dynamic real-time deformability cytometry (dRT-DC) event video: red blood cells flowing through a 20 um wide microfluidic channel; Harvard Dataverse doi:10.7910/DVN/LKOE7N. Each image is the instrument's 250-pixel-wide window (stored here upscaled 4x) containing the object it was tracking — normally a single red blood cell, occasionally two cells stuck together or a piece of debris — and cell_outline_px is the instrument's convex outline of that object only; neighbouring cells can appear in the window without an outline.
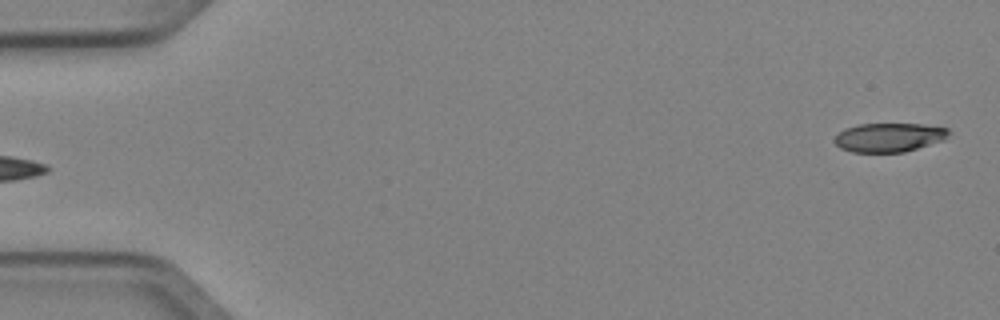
{"species": "Egyptian fruit bat (a non-hibernating species)", "species_latin": "Rousettus aegyptiacus", "temperature_condition": "cold", "stored_images_in_passage": 6, "segment_of_instrument_passage": [2, 2], "camera_frame_rate_fps": 3000, "um_per_image_px": 0.085, "animal": {"sex": "female"}, "frame": {"image": 1, "passage_image": 6, "time_ms": 1.667, "image_size_px": [1000, 320], "cell_outline_px": [[952, 132], [944, 140], [904, 152], [852, 152], [840, 148], [832, 140], [844, 128], [860, 124], [920, 124], [948, 128]], "centroid_in_image_um": [75.57, 11.68], "position_along_channel_um": 9.4, "area_um2": 19.31}}